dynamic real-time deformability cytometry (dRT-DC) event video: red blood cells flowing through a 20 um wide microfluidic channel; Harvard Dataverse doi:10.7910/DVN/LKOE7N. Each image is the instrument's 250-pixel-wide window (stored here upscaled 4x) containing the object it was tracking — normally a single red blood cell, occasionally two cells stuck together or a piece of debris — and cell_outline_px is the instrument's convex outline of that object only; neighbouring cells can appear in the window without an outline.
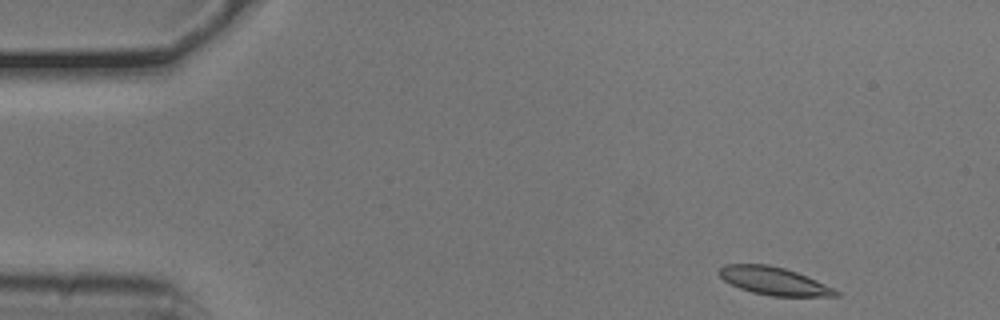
{"species": "common noctule bat (a hibernating species)", "species_latin": "Nyctalus noctula", "temperature_condition": "cold", "stored_images_in_passage": 49, "camera_frame_rate_fps": 3000, "um_per_image_px": 0.085, "animal": {"sex": "male", "body_mass_g": 20.5, "forearm_length_mm": 52.5}, "frame": {"image": 1, "passage_image": 1, "time_ms": 0.0, "image_size_px": [1000, 320], "cell_outline_px": [[840, 296], [768, 296], [752, 292], [740, 288], [724, 280], [720, 276], [720, 268], [724, 264], [768, 264], [784, 268], [796, 272], [816, 280], [840, 292]], "centroid_in_image_um": [65.78, 23.88], "position_along_channel_um": 19.2, "area_um2": 18.73}}
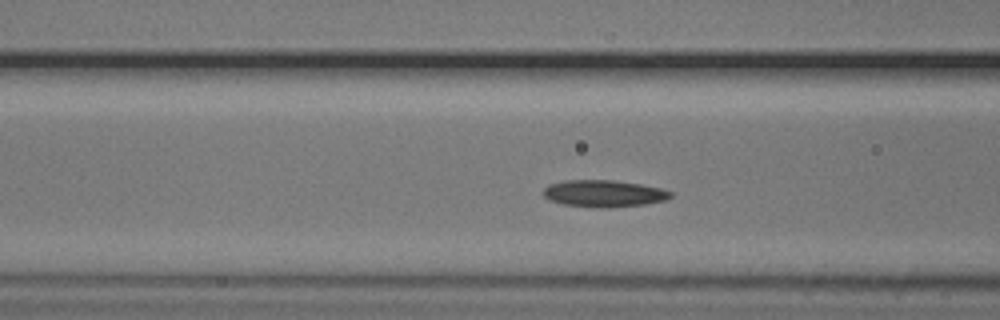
{"frame": {"image": 2, "passage_image": 16, "time_ms": 5.0, "image_size_px": [1000, 320], "cell_outline_px": [[672, 196], [668, 200], [644, 204], [608, 208], [596, 208], [564, 204], [548, 200], [544, 196], [544, 188], [548, 184], [564, 180], [612, 180], [640, 184], [660, 188], [672, 192]], "centroid_in_image_um": [51.32, 16.45], "position_along_channel_um": 115.3, "area_um2": 20.06}}
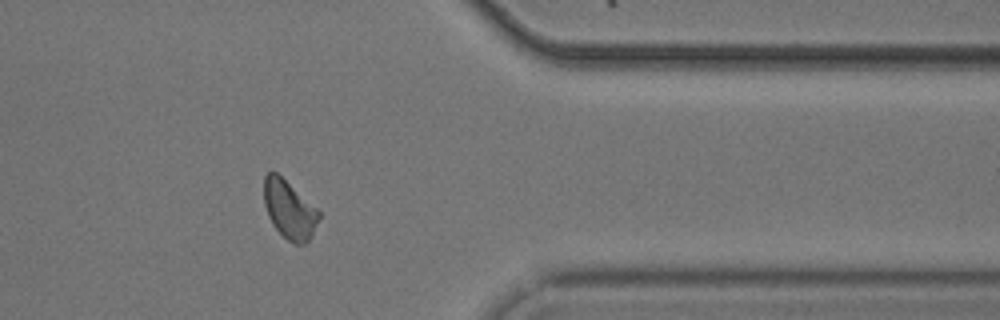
{"frame": {"image": 3, "passage_image": 39, "time_ms": 12.667, "image_size_px": [1000, 320], "cell_outline_px": [[320, 216], [308, 240], [304, 244], [296, 244], [288, 240], [272, 224], [268, 216], [264, 204], [264, 176], [268, 172], [276, 172], [316, 208], [320, 212]], "centroid_in_image_um": [24.56, 17.81], "position_along_channel_um": 386.8, "area_um2": 18.15}, "authors_computed_cell_mechanics": {"area_um2": 18.9584, "velocity_mm_per_s": 3.7479, "shape_relaxation_time_tau1_ms": null, "shape_relaxation_time_tau2_ms": 4.7881, "deformation_change_tau1": null, "deformation_change_tau2": 0.1044}}